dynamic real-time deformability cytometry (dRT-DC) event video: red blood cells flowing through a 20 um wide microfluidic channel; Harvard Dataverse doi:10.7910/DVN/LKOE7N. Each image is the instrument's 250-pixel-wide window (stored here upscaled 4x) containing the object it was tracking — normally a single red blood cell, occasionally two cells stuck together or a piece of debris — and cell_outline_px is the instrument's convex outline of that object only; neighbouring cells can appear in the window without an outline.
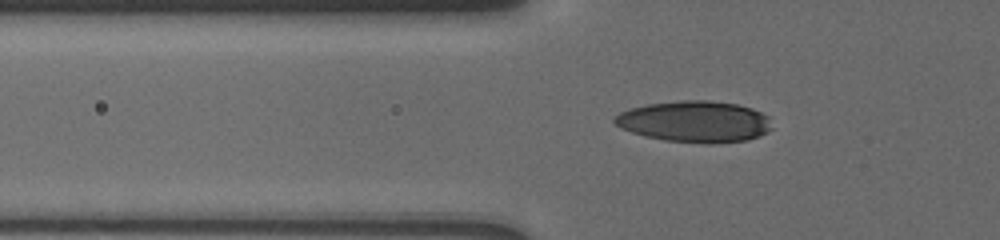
{"species": "human", "species_latin": "Homo sapiens", "temperature_condition": "cold", "stored_images_in_passage": 8, "camera_frame_rate_fps": 3000, "um_per_image_px": 0.085, "donor": {"sex": "male"}, "frame": {"image": 1, "passage_image": 2, "time_ms": 0.333, "image_size_px": [1000, 240], "cell_outline_px": [[772, 128], [768, 132], [760, 136], [748, 140], [712, 144], [708, 144], [664, 140], [644, 136], [620, 128], [612, 120], [620, 112], [632, 108], [648, 104], [684, 100], [704, 100], [736, 104], [752, 108], [768, 116]], "centroid_in_image_um": [59.07, 10.35], "position_along_channel_um": 66.7, "area_um2": 37.92}}
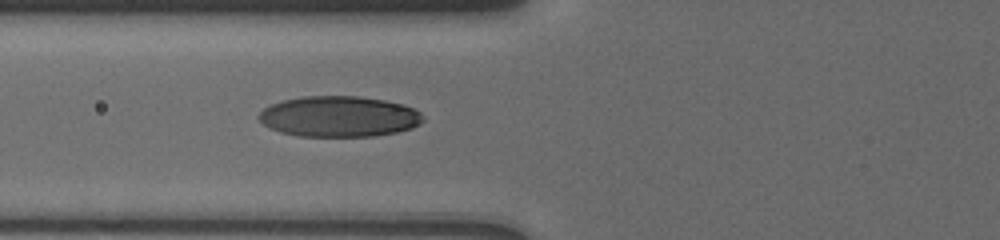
{"frame": {"image": 2, "passage_image": 6, "time_ms": 1.333, "image_size_px": [1000, 240], "cell_outline_px": [[424, 120], [420, 124], [412, 128], [396, 132], [376, 136], [300, 136], [280, 132], [264, 124], [260, 120], [260, 112], [264, 108], [272, 104], [284, 100], [304, 96], [360, 96], [384, 100], [404, 104], [420, 112]], "centroid_in_image_um": [28.86, 9.9], "position_along_channel_um": 96.9, "area_um2": 38.84}}